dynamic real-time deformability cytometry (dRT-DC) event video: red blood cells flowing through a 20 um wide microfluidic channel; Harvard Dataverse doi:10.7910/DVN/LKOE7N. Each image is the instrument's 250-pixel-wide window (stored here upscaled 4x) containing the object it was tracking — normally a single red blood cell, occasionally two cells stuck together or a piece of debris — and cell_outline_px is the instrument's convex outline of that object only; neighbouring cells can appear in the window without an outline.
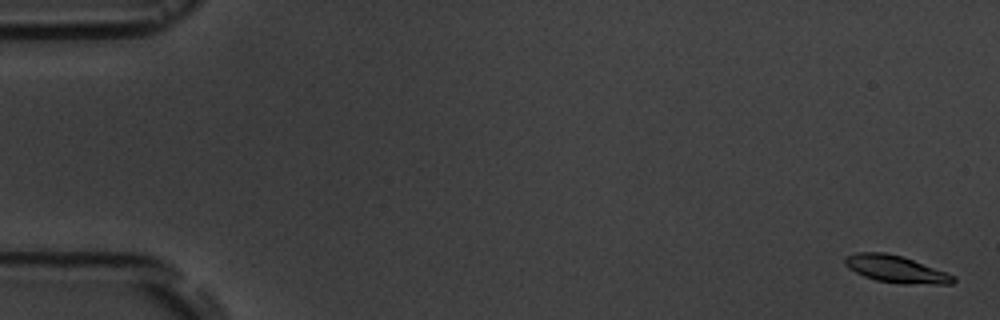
{"species": "common noctule bat (a hibernating species)", "species_latin": "Nyctalus noctula", "temperature_condition": "room temperature", "stored_images_in_passage": 5, "camera_frame_rate_fps": 3000, "um_per_image_px": 0.085, "animal": {"sex": "male", "body_mass_g": 19.5, "forearm_length_mm": 54.6}, "frame": {"image": 1, "passage_image": 1, "time_ms": 0.0, "image_size_px": [1000, 320], "cell_outline_px": [[956, 280], [952, 284], [904, 284], [876, 280], [864, 276], [848, 268], [844, 264], [844, 260], [848, 256], [856, 252], [884, 252], [900, 256], [948, 272], [956, 276]], "centroid_in_image_um": [76.19, 22.88], "position_along_channel_um": 8.8, "area_um2": 17.05}}
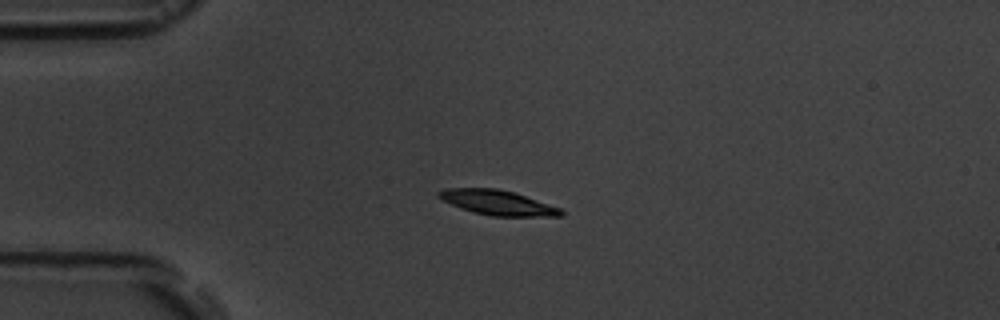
{"frame": {"image": 2, "passage_image": 4, "time_ms": 4.333, "image_size_px": [1000, 320], "cell_outline_px": [[564, 216], [492, 216], [472, 212], [460, 208], [440, 200], [436, 196], [436, 192], [444, 188], [496, 188], [512, 192], [560, 208], [564, 212]], "centroid_in_image_um": [42.21, 17.22], "position_along_channel_um": 42.8, "area_um2": 17.69}}
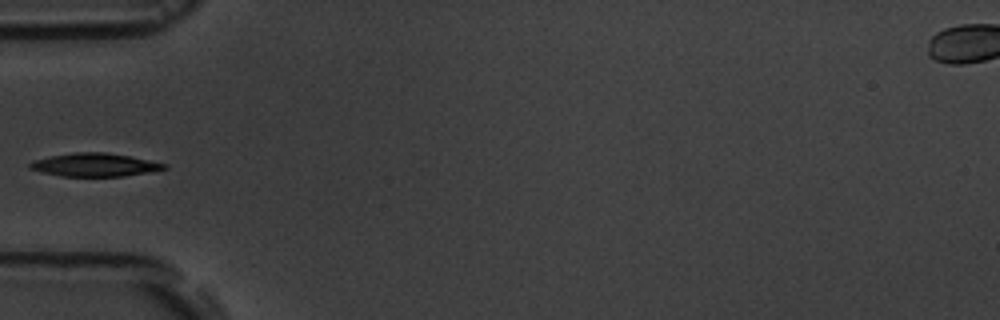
{"frame": {"image": 3, "passage_image": 5, "time_ms": 6.0, "image_size_px": [1000, 320], "cell_outline_px": [[168, 168], [152, 172], [124, 176], [60, 176], [28, 168], [28, 164], [32, 160], [48, 156], [76, 152], [108, 152], [168, 164]], "centroid_in_image_um": [8.05, 14.01], "position_along_channel_um": 76.9, "area_um2": 18.26}}